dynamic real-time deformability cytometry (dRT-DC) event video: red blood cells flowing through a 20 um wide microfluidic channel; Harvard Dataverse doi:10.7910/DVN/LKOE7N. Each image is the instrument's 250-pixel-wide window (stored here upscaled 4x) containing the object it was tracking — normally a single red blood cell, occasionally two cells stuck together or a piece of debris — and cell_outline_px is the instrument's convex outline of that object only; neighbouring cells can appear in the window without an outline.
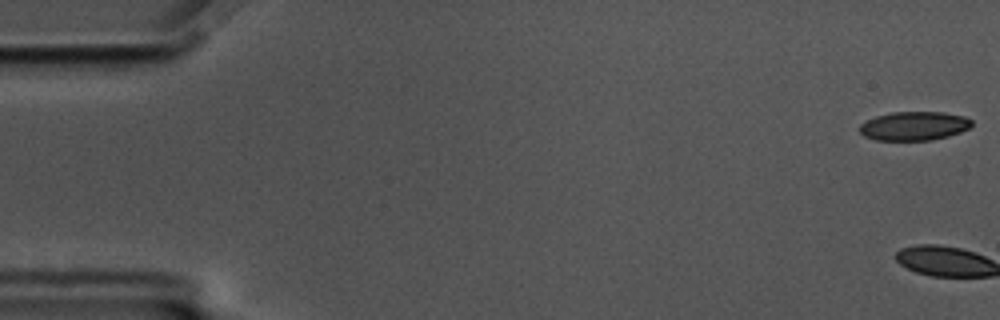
{"species": "common noctule bat (a hibernating species)", "species_latin": "Nyctalus noctula", "temperature_condition": "cold", "stored_images_in_passage": 3, "camera_frame_rate_fps": 3000, "um_per_image_px": 0.085, "animal": {"sex": "male", "body_mass_g": 17.5, "forearm_length_mm": 52.3}, "frame": {"image": 1, "passage_image": 1, "time_ms": 0.0, "image_size_px": [1000, 320], "cell_outline_px": [[972, 124], [968, 128], [960, 132], [948, 136], [932, 140], [876, 140], [864, 136], [860, 132], [860, 124], [876, 116], [892, 112], [944, 112], [964, 116], [972, 120]], "centroid_in_image_um": [77.7, 10.7], "position_along_channel_um": 7.3, "area_um2": 18.79}}